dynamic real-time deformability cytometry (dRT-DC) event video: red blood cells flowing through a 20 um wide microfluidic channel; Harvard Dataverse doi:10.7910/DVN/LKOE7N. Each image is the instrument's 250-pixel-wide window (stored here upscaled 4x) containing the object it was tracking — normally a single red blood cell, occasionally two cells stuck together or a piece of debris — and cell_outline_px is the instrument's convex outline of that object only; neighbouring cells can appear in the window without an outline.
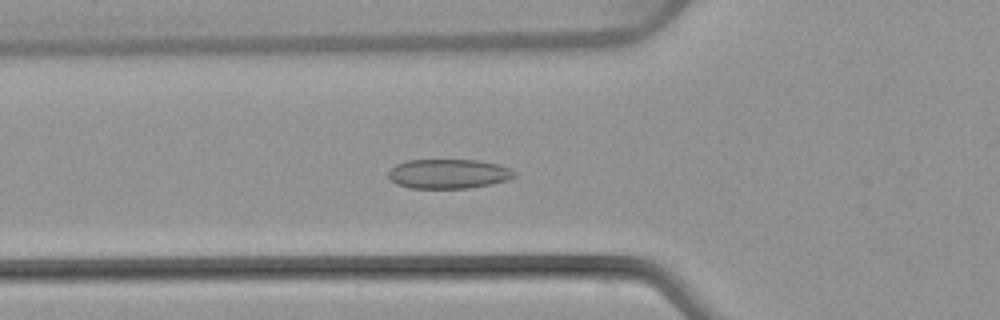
{"species": "common noctule bat (a hibernating species)", "species_latin": "Nyctalus noctula", "temperature_condition": "warm", "stored_images_in_passage": 47, "camera_frame_rate_fps": 3000, "um_per_image_px": 0.085, "animal": {"sex": "female", "body_mass_g": 22.7, "forearm_length_mm": 54.2}, "frame": {"image": 1, "passage_image": 14, "time_ms": 4.333, "image_size_px": [1000, 320], "cell_outline_px": [[516, 176], [508, 180], [492, 184], [468, 188], [408, 188], [396, 184], [388, 176], [388, 172], [396, 164], [408, 160], [480, 160], [512, 168], [516, 172]], "centroid_in_image_um": [38.15, 14.77], "position_along_channel_um": 87.7, "area_um2": 21.79}}
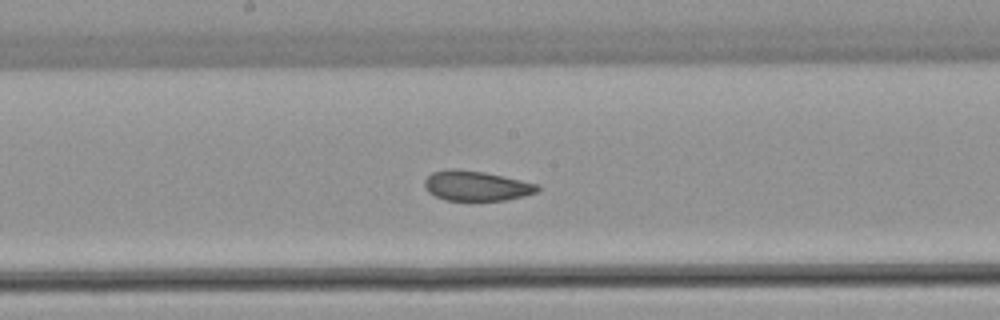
{"frame": {"image": 2, "passage_image": 23, "time_ms": 7.333, "image_size_px": [1000, 320], "cell_outline_px": [[540, 188], [536, 192], [524, 196], [508, 200], [444, 200], [428, 192], [424, 184], [424, 180], [432, 172], [448, 168], [456, 168], [484, 172], [504, 176], [540, 184]], "centroid_in_image_um": [40.49, 15.78], "position_along_channel_um": 207.7, "area_um2": 19.88}}
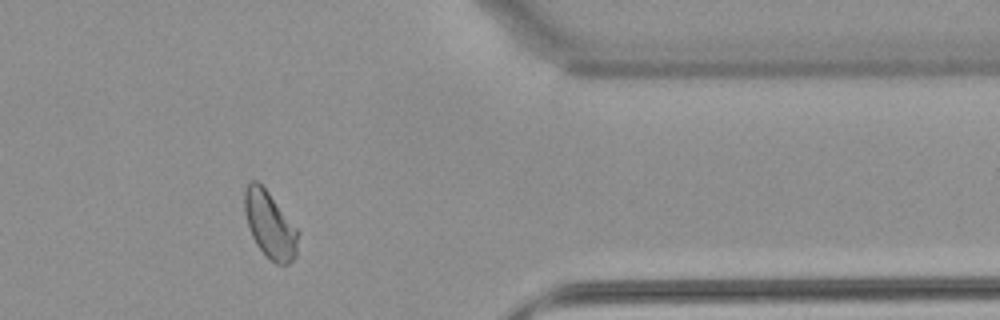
{"frame": {"image": 3, "passage_image": 38, "time_ms": 12.333, "image_size_px": [1000, 320], "cell_outline_px": [[300, 232], [296, 256], [288, 264], [276, 264], [256, 244], [252, 236], [244, 212], [244, 188], [252, 180], [256, 180], [268, 192]], "centroid_in_image_um": [22.95, 19.11], "position_along_channel_um": 388.4, "area_um2": 20.58}, "authors_computed_cell_mechanics": {"area_um2": 21.0392, "velocity_mm_per_s": 3.9981, "shape_relaxation_time_tau1_ms": null, "shape_relaxation_time_tau2_ms": 1.5693, "deformation_change_tau1": null, "deformation_change_tau2": 0.0617}}